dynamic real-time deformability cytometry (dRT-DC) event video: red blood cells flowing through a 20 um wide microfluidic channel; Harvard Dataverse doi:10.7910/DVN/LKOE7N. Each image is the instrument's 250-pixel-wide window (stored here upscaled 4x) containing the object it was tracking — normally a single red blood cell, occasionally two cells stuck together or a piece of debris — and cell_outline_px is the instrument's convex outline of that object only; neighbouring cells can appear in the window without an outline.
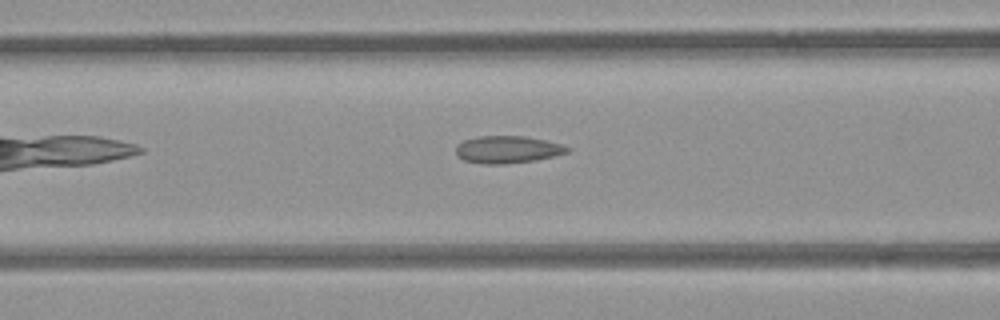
{"species": "common noctule bat (a hibernating species)", "species_latin": "Nyctalus noctula", "temperature_condition": "room temperature", "stored_images_in_passage": 28, "camera_frame_rate_fps": 3000, "um_per_image_px": 0.085, "animal": {"sex": "female", "body_mass_g": 21.9}, "frame": {"image": 1, "passage_image": 7, "time_ms": 2.0, "image_size_px": [1000, 320], "cell_outline_px": [[572, 148], [568, 152], [536, 160], [504, 164], [484, 164], [464, 160], [456, 156], [456, 148], [464, 140], [476, 136], [524, 136], [544, 140], [560, 144]], "centroid_in_image_um": [43.12, 12.71], "position_along_channel_um": 123.5, "area_um2": 17.63}}
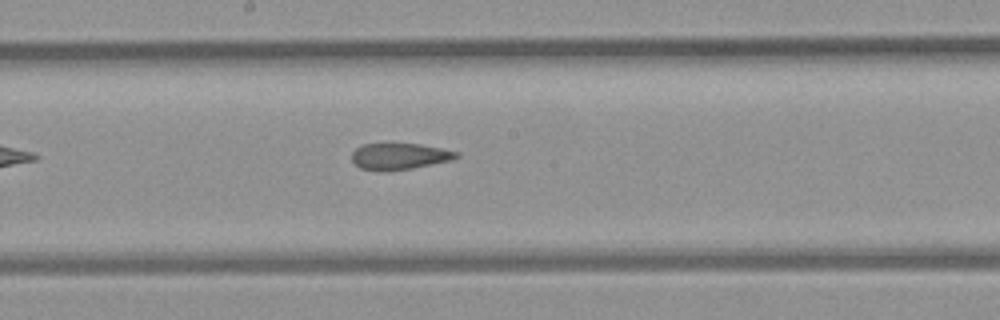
{"frame": {"image": 2, "passage_image": 14, "time_ms": 4.333, "image_size_px": [1000, 320], "cell_outline_px": [[460, 156], [452, 160], [412, 168], [384, 172], [360, 168], [352, 160], [352, 152], [356, 148], [364, 144], [420, 144], [460, 152]], "centroid_in_image_um": [33.97, 13.3], "position_along_channel_um": 214.2, "area_um2": 16.07}}
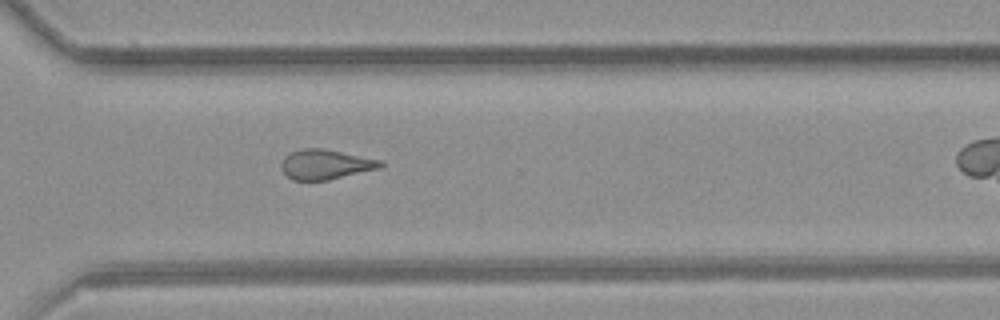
{"frame": {"image": 3, "passage_image": 24, "time_ms": 7.667, "image_size_px": [1000, 320], "cell_outline_px": [[384, 168], [328, 180], [292, 180], [280, 168], [280, 164], [284, 156], [292, 152], [304, 148], [320, 148], [380, 160], [384, 164]], "centroid_in_image_um": [27.68, 13.99], "position_along_channel_um": 342.9, "area_um2": 17.22}}